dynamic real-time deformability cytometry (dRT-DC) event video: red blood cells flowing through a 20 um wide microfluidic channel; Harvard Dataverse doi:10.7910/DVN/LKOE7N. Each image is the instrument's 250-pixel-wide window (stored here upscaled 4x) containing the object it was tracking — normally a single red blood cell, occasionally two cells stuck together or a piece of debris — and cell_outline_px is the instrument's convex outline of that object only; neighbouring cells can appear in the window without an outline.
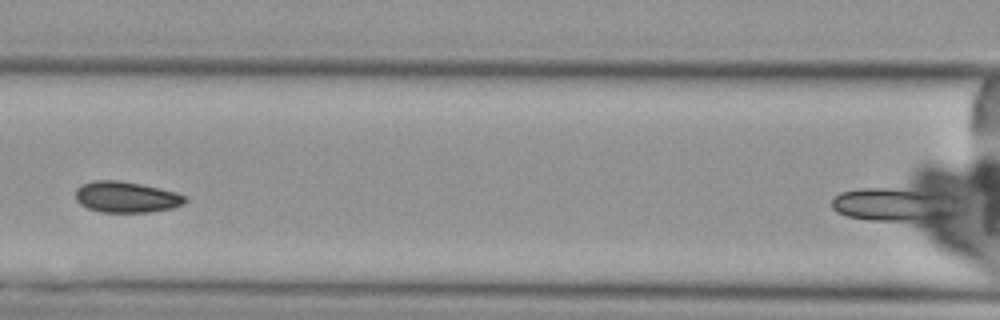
{"species": "Egyptian fruit bat (a non-hibernating species)", "species_latin": "Rousettus aegyptiacus", "temperature_condition": "cold", "stored_images_in_passage": 6, "camera_frame_rate_fps": 3000, "um_per_image_px": 0.085, "animal": {"sex": "female"}, "frame": {"image": 1, "passage_image": 6, "time_ms": 6.0, "image_size_px": [1000, 320], "cell_outline_px": [[960, 212], [956, 216], [948, 220], [932, 224], [904, 224], [868, 220], [848, 216], [836, 212], [832, 208], [832, 200], [840, 192], [860, 188], [936, 188], [956, 196]], "centroid_in_image_um": [76.31, 17.43], "position_along_channel_um": 90.3, "area_um2": 27.98}}